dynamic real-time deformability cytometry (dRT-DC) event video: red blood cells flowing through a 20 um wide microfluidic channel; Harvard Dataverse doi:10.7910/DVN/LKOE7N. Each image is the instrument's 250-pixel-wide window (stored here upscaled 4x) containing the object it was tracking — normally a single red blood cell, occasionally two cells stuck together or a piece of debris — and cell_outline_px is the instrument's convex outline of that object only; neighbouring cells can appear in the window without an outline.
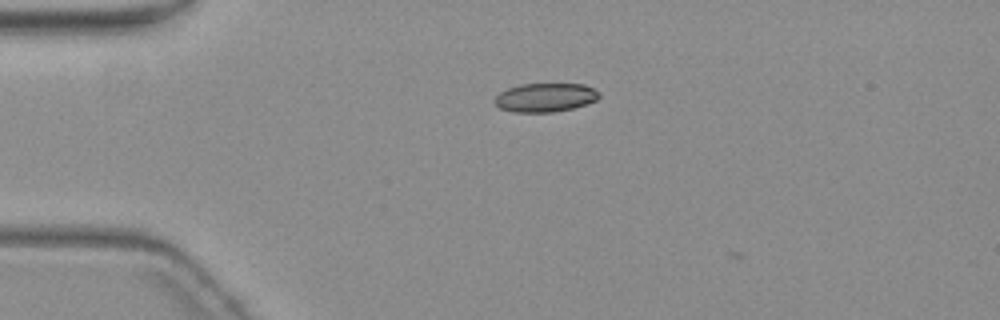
{"species": "common noctule bat (a hibernating species)", "species_latin": "Nyctalus noctula", "temperature_condition": "warm", "stored_images_in_passage": 2, "camera_frame_rate_fps": 3000, "um_per_image_px": 0.085, "animal": {"sex": "female", "body_mass_g": 19.3, "forearm_length_mm": 54.1}, "frame": {"image": 1, "passage_image": 1, "time_ms": 0.0, "image_size_px": [1000, 320], "cell_outline_px": [[600, 96], [596, 100], [572, 108], [552, 112], [512, 112], [500, 108], [492, 100], [500, 92], [508, 88], [520, 84], [584, 84], [600, 92]], "centroid_in_image_um": [46.32, 8.28], "position_along_channel_um": 38.7, "area_um2": 17.46}}